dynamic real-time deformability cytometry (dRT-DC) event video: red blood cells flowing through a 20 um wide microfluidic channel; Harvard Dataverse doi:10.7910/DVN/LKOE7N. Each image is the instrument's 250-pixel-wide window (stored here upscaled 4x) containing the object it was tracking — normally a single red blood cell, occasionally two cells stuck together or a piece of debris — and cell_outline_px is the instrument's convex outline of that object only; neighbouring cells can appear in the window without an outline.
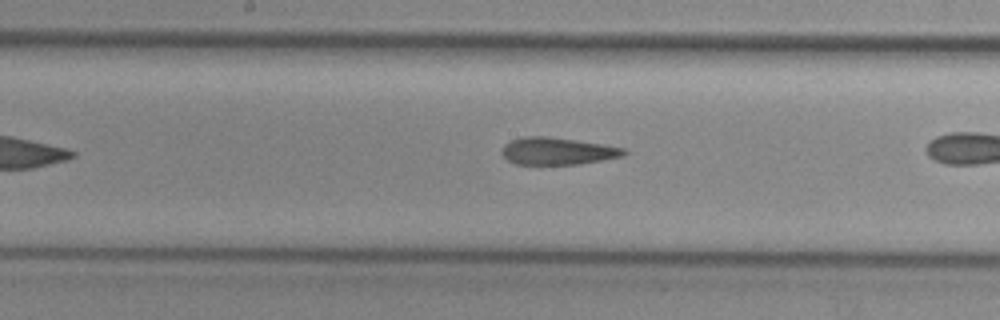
{"species": "common noctule bat (a hibernating species)", "species_latin": "Nyctalus noctula", "temperature_condition": "cold", "stored_images_in_passage": 23, "camera_frame_rate_fps": 3000, "um_per_image_px": 0.085, "animal": {"sex": "female", "body_mass_g": 29.2, "forearm_length_mm": 56.3}, "frame": {"image": 1, "passage_image": 14, "time_ms": 4.333, "image_size_px": [1000, 320], "cell_outline_px": [[628, 152], [624, 156], [604, 160], [576, 164], [516, 164], [508, 160], [500, 152], [504, 144], [512, 140], [524, 136], [548, 136], [576, 140], [624, 148]], "centroid_in_image_um": [47.38, 12.84], "position_along_channel_um": 200.8, "area_um2": 19.31}}